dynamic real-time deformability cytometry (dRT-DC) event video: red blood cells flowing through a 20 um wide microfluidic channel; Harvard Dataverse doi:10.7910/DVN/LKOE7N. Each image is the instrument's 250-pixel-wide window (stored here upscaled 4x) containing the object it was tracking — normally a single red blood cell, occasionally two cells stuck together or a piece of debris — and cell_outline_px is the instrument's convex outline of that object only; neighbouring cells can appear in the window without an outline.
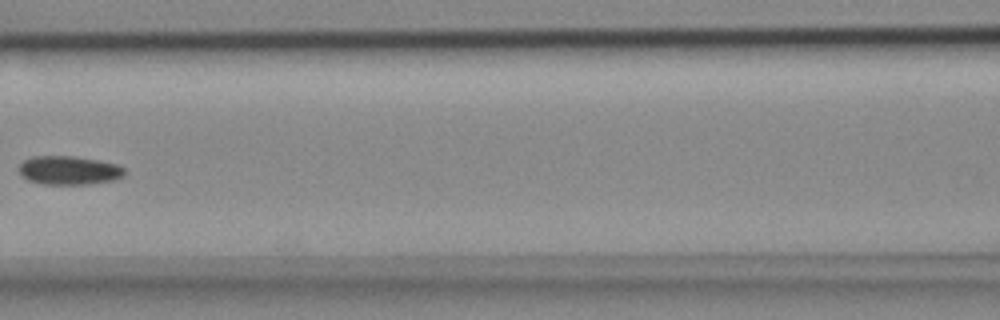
{"species": "common noctule bat (a hibernating species)", "species_latin": "Nyctalus noctula", "temperature_condition": "cold", "stored_images_in_passage": 8, "camera_frame_rate_fps": 3000, "um_per_image_px": 0.085, "animal": {"sex": "female", "body_mass_g": 18.4}, "frame": {"image": 1, "passage_image": 7, "time_ms": 2.0, "image_size_px": [1000, 320], "cell_outline_px": [[124, 176], [116, 180], [92, 184], [44, 184], [28, 180], [20, 176], [20, 164], [24, 160], [32, 156], [72, 156], [96, 160], [116, 164], [124, 168]], "centroid_in_image_um": [5.86, 14.49], "position_along_channel_um": 160.7, "area_um2": 17.69}}
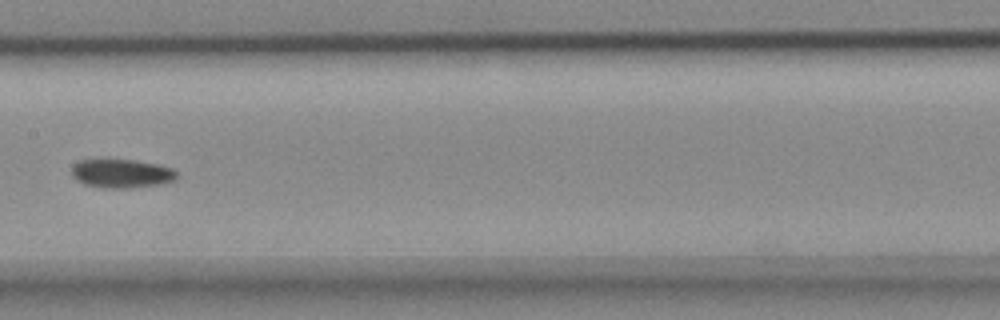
{"frame": {"image": 2, "passage_image": 8, "time_ms": 2.333, "image_size_px": [1000, 320], "cell_outline_px": [[180, 176], [176, 180], [160, 184], [132, 188], [100, 188], [84, 184], [72, 176], [72, 168], [80, 160], [132, 160], [156, 164], [172, 168]], "centroid_in_image_um": [10.37, 14.77], "position_along_channel_um": 197.0, "area_um2": 17.57}}